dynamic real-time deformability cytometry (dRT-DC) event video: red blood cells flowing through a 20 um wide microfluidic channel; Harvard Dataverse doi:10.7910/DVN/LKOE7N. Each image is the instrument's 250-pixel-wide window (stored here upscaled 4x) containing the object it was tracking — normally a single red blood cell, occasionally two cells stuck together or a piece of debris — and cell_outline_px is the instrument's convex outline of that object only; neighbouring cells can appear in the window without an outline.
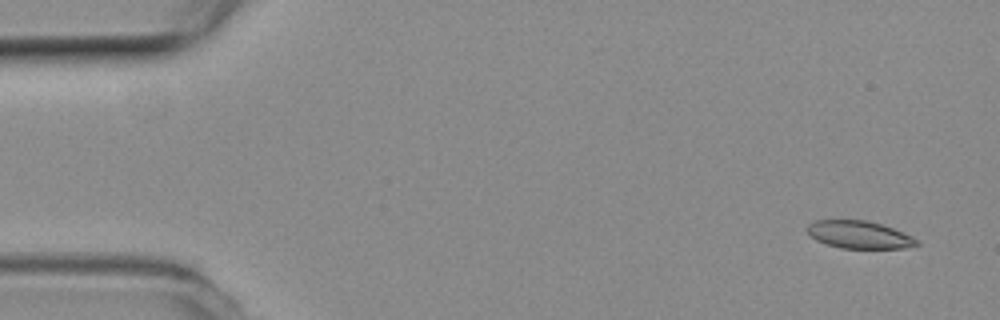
{"species": "common noctule bat (a hibernating species)", "species_latin": "Nyctalus noctula", "temperature_condition": "room temperature", "stored_images_in_passage": 6, "camera_frame_rate_fps": 3000, "um_per_image_px": 0.085, "animal": {"sex": "female", "body_mass_g": 19.3, "forearm_length_mm": 54.1}, "frame": {"image": 1, "passage_image": 1, "time_ms": 0.0, "image_size_px": [1000, 320], "cell_outline_px": [[920, 244], [904, 248], [840, 248], [824, 244], [816, 240], [808, 232], [808, 224], [816, 220], [864, 220], [880, 224], [892, 228], [912, 236]], "centroid_in_image_um": [73.01, 19.95], "position_along_channel_um": 12.0, "area_um2": 17.4}}
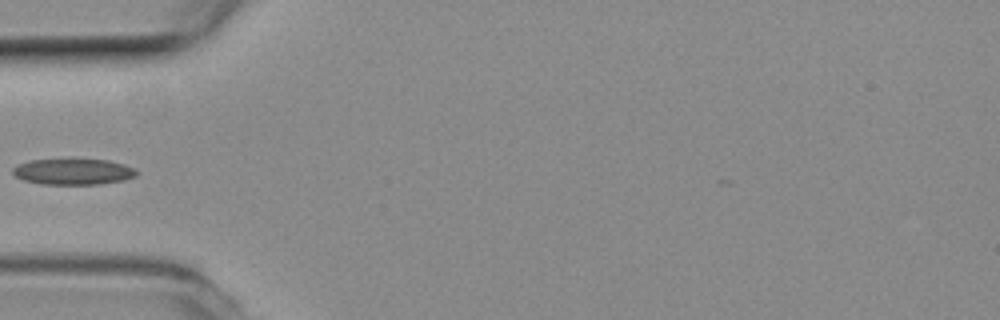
{"frame": {"image": 2, "passage_image": 5, "time_ms": 1.333, "image_size_px": [1000, 320], "cell_outline_px": [[140, 172], [136, 176], [124, 180], [100, 184], [40, 184], [24, 180], [16, 176], [12, 172], [12, 168], [16, 164], [28, 160], [72, 156], [108, 160], [124, 164], [136, 168]], "centroid_in_image_um": [6.22, 14.53], "position_along_channel_um": 78.8, "area_um2": 19.94}}
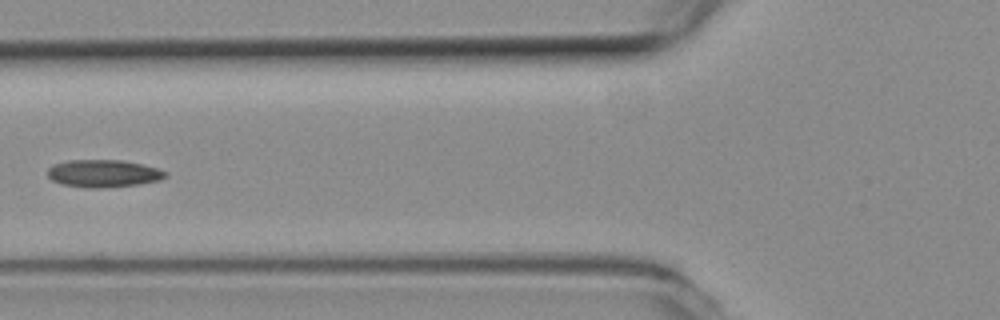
{"frame": {"image": 3, "passage_image": 6, "time_ms": 1.667, "image_size_px": [1000, 320], "cell_outline_px": [[168, 176], [160, 180], [140, 184], [104, 188], [84, 188], [60, 184], [52, 180], [48, 176], [48, 168], [52, 164], [68, 160], [120, 160], [140, 164], [156, 168], [168, 172]], "centroid_in_image_um": [8.77, 14.75], "position_along_channel_um": 117.0, "area_um2": 19.07}}